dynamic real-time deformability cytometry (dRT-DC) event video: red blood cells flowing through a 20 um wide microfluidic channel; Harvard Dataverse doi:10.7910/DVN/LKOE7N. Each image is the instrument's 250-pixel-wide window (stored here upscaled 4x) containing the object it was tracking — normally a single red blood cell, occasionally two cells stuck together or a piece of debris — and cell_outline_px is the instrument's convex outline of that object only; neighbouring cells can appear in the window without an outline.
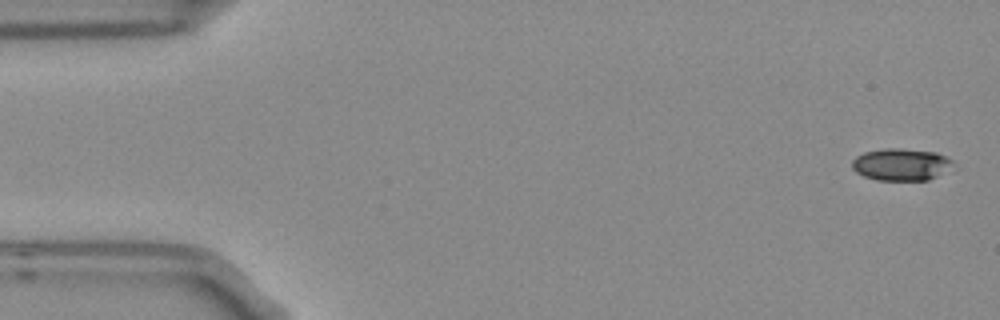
{"species": "Egyptian fruit bat (a non-hibernating species)", "species_latin": "Rousettus aegyptiacus", "temperature_condition": "room temperature", "stored_images_in_passage": 4, "camera_frame_rate_fps": 3000, "um_per_image_px": 0.085, "frame": {"image": 1, "passage_image": 1, "time_ms": 0.0, "image_size_px": [1000, 320], "cell_outline_px": [[952, 160], [936, 176], [928, 180], [876, 180], [864, 176], [856, 172], [852, 168], [852, 160], [856, 156], [864, 152], [884, 148], [900, 148], [936, 152]], "centroid_in_image_um": [76.47, 13.97], "position_along_channel_um": 8.5, "area_um2": 18.44}}
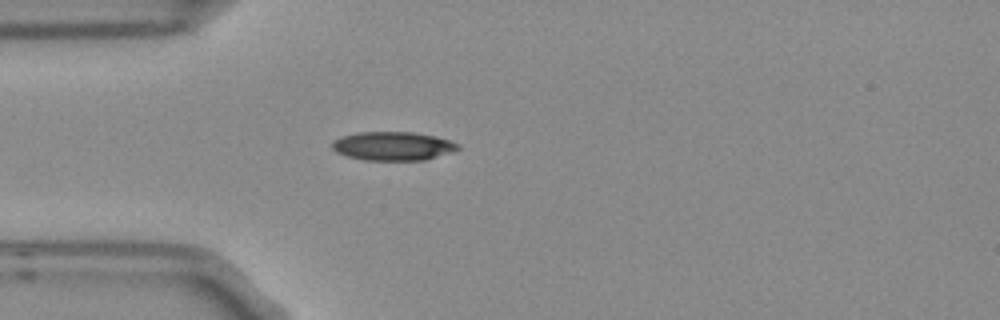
{"frame": {"image": 2, "passage_image": 4, "time_ms": 1.0, "image_size_px": [1000, 320], "cell_outline_px": [[460, 148], [452, 152], [424, 160], [364, 160], [348, 156], [336, 152], [332, 148], [332, 140], [356, 132], [412, 132], [436, 136], [460, 144]], "centroid_in_image_um": [33.4, 12.41], "position_along_channel_um": 51.6, "area_um2": 21.04}}